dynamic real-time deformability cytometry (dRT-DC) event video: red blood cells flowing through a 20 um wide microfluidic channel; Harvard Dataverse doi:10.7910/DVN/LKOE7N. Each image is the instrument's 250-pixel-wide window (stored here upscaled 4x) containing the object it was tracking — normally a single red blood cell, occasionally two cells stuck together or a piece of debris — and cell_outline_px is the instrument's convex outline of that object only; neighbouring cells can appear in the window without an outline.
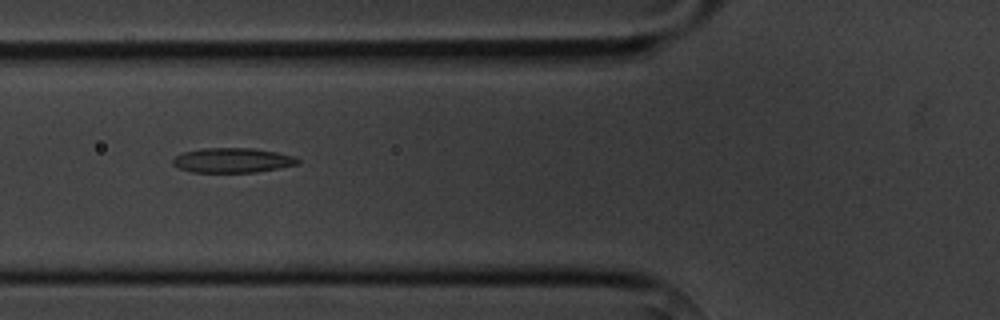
{"species": "common noctule bat (a hibernating species)", "species_latin": "Nyctalus noctula", "temperature_condition": "cold", "stored_images_in_passage": 8, "camera_frame_rate_fps": 3000, "um_per_image_px": 0.085, "animal": {"sex": "male", "body_mass_g": 20.1, "forearm_length_mm": 53.5}, "frame": {"image": 1, "passage_image": 6, "time_ms": 5.667, "image_size_px": [1000, 320], "cell_outline_px": [[300, 160], [296, 164], [280, 168], [256, 172], [192, 172], [180, 168], [172, 164], [172, 160], [176, 156], [184, 152], [204, 148], [252, 148], [276, 152], [292, 156]], "centroid_in_image_um": [19.74, 13.63], "position_along_channel_um": 106.1, "area_um2": 17.8}}
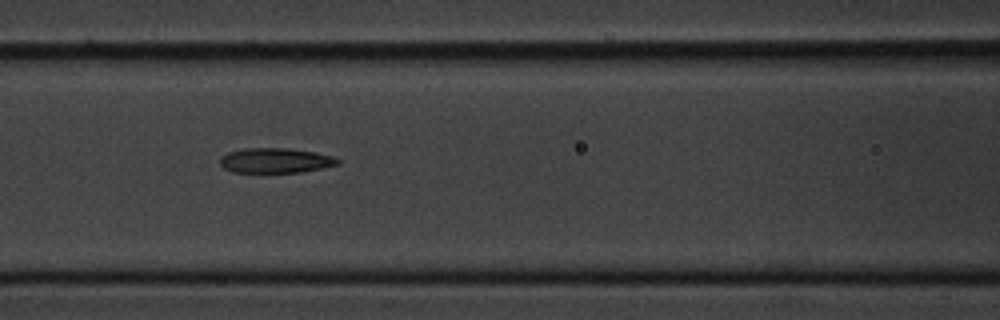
{"frame": {"image": 2, "passage_image": 7, "time_ms": 6.667, "image_size_px": [1000, 320], "cell_outline_px": [[340, 164], [324, 168], [300, 172], [232, 172], [224, 168], [220, 164], [220, 156], [228, 152], [244, 148], [288, 148], [316, 152], [332, 156], [340, 160]], "centroid_in_image_um": [23.42, 13.64], "position_along_channel_um": 143.2, "area_um2": 17.22}}
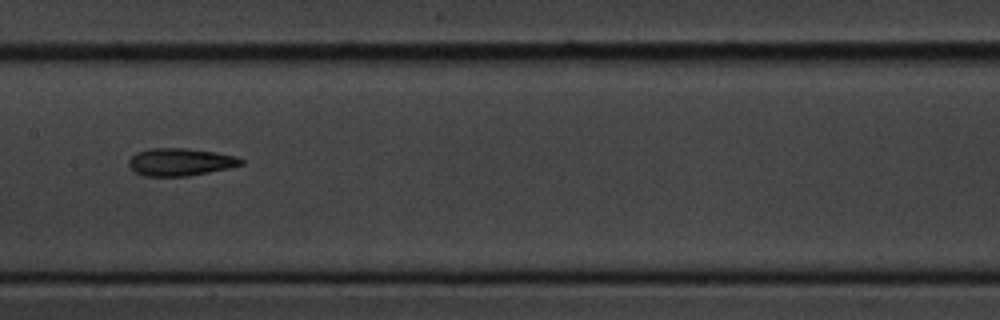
{"frame": {"image": 3, "passage_image": 8, "time_ms": 8.0, "image_size_px": [1000, 320], "cell_outline_px": [[244, 164], [228, 168], [188, 176], [144, 176], [136, 172], [128, 164], [128, 160], [136, 152], [148, 148], [188, 148], [216, 152], [236, 156], [244, 160]], "centroid_in_image_um": [15.33, 13.76], "position_along_channel_um": 192.1, "area_um2": 18.09}}